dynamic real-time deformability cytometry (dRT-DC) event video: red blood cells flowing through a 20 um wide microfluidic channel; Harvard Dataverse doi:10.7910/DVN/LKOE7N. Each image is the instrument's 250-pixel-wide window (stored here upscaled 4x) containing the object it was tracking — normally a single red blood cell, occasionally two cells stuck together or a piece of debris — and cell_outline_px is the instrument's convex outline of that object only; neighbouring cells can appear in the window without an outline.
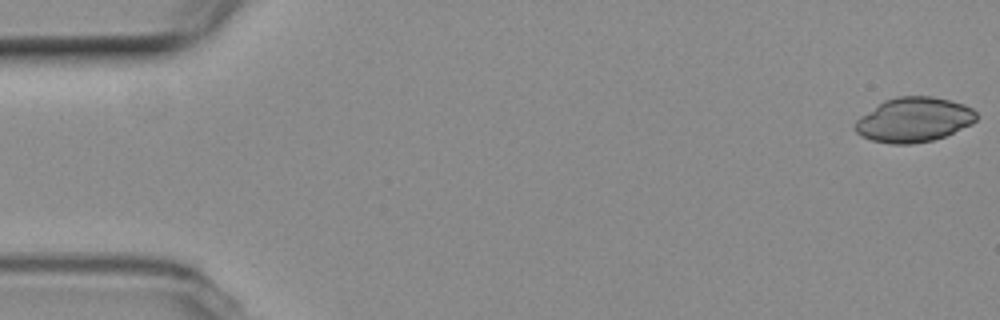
{"species": "common noctule bat (a hibernating species)", "species_latin": "Nyctalus noctula", "temperature_condition": "room temperature", "stored_images_in_passage": 9, "camera_frame_rate_fps": 3000, "um_per_image_px": 0.085, "animal": {"sex": "female", "body_mass_g": 19.3, "forearm_length_mm": 54.1}, "frame": {"image": 1, "passage_image": 1, "time_ms": 0.0, "image_size_px": [1000, 320], "cell_outline_px": [[976, 120], [972, 124], [944, 136], [932, 140], [912, 144], [892, 144], [872, 140], [860, 136], [856, 132], [856, 120], [860, 116], [884, 100], [896, 96], [932, 96], [952, 100], [964, 104], [972, 108], [976, 112]], "centroid_in_image_um": [77.68, 10.17], "position_along_channel_um": 7.3, "area_um2": 31.56}}